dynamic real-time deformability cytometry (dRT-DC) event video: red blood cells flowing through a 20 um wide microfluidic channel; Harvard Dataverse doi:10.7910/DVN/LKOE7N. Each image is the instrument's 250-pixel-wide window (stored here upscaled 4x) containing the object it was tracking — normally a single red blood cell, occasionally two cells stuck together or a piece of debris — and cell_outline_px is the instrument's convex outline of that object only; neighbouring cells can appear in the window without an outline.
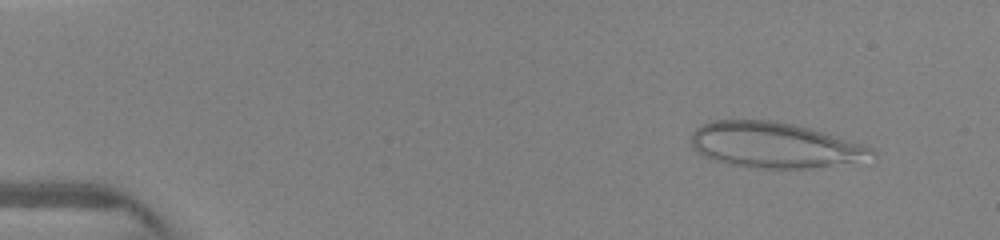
{"species": "human", "species_latin": "Homo sapiens", "temperature_condition": "warm", "stored_images_in_passage": 6, "camera_frame_rate_fps": 3000, "um_per_image_px": 0.085, "donor": {"sex": "female"}, "frame": {"image": 1, "passage_image": 2, "time_ms": 1.0, "image_size_px": [1000, 240], "cell_outline_px": [[876, 156], [828, 164], [800, 168], [756, 168], [728, 164], [704, 156], [696, 152], [692, 148], [692, 132], [696, 128], [712, 120], [776, 120], [808, 128], [860, 144], [872, 148], [876, 152]], "centroid_in_image_um": [65.69, 12.31], "position_along_channel_um": 19.3, "area_um2": 46.7}}
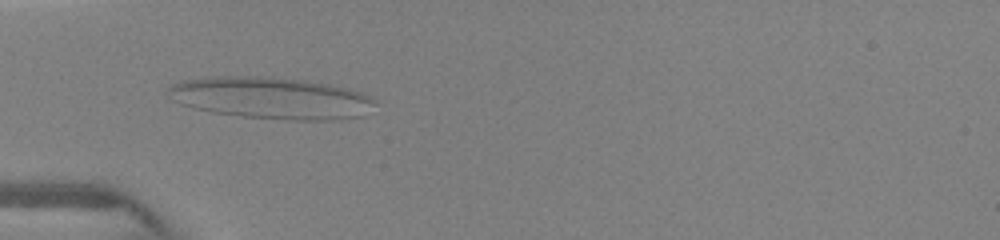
{"frame": {"image": 2, "passage_image": 5, "time_ms": 4.333, "image_size_px": [1000, 240], "cell_outline_px": [[376, 104], [364, 116], [340, 120], [288, 120], [244, 116], [212, 112], [192, 108], [180, 104], [172, 100], [168, 92], [168, 88], [172, 84], [180, 80], [204, 76], [272, 76], [304, 80], [328, 84], [348, 88], [360, 92], [368, 96]], "centroid_in_image_um": [23.02, 8.32], "position_along_channel_um": 62.0, "area_um2": 50.92}}